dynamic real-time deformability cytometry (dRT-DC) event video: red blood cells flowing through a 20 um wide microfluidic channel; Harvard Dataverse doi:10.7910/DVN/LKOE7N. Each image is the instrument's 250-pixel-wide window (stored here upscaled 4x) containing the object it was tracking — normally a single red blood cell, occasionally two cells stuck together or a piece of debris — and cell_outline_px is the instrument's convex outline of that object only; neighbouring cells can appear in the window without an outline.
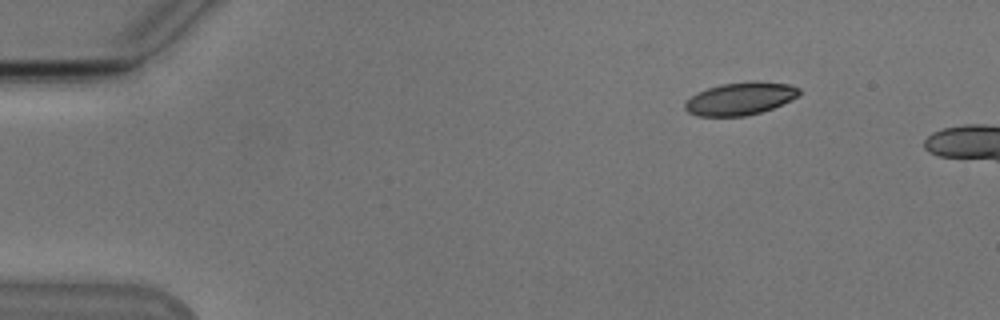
{"species": "Egyptian fruit bat (a non-hibernating species)", "species_latin": "Rousettus aegyptiacus", "temperature_condition": "cold", "stored_images_in_passage": 44, "camera_frame_rate_fps": 3000, "um_per_image_px": 0.085, "animal": {"sex": "male"}, "frame": {"image": 1, "passage_image": 1, "time_ms": 0.0, "image_size_px": [1000, 320], "cell_outline_px": [[800, 96], [772, 108], [760, 112], [744, 116], [696, 116], [688, 112], [684, 108], [684, 104], [692, 96], [708, 88], [724, 84], [788, 84], [800, 88]], "centroid_in_image_um": [62.89, 8.44], "position_along_channel_um": 22.1, "area_um2": 20.69}}
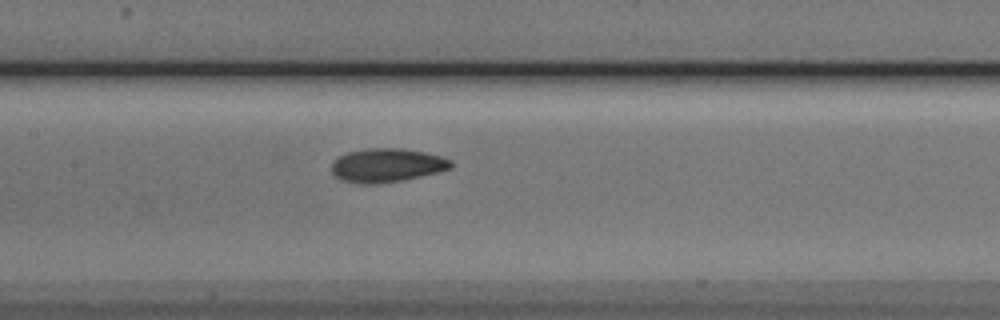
{"frame": {"image": 2, "passage_image": 20, "time_ms": 6.333, "image_size_px": [1000, 320], "cell_outline_px": [[452, 168], [440, 172], [400, 180], [376, 184], [360, 184], [340, 180], [332, 172], [332, 164], [340, 156], [348, 152], [368, 148], [404, 148], [424, 152], [440, 156], [452, 160]], "centroid_in_image_um": [32.9, 14.05], "position_along_channel_um": 174.5, "area_um2": 23.41}}
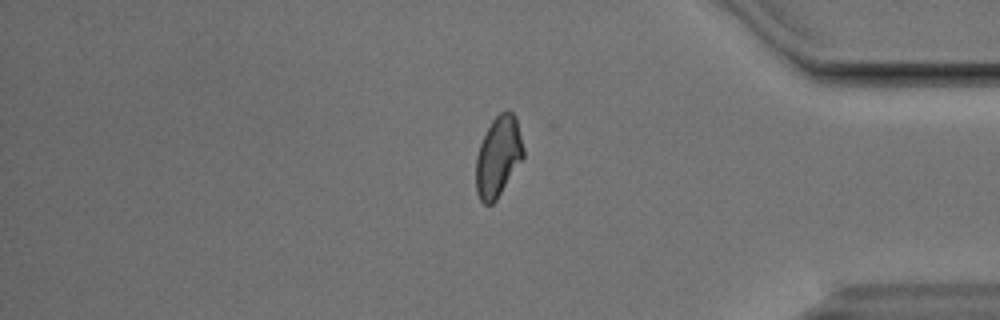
{"frame": {"image": 3, "passage_image": 39, "time_ms": 12.667, "image_size_px": [1000, 320], "cell_outline_px": [[524, 156], [496, 200], [492, 204], [484, 204], [480, 200], [476, 192], [476, 156], [480, 144], [492, 120], [500, 112], [508, 108], [516, 116], [524, 148]], "centroid_in_image_um": [42.35, 13.28], "position_along_channel_um": 392.8, "area_um2": 22.2}}